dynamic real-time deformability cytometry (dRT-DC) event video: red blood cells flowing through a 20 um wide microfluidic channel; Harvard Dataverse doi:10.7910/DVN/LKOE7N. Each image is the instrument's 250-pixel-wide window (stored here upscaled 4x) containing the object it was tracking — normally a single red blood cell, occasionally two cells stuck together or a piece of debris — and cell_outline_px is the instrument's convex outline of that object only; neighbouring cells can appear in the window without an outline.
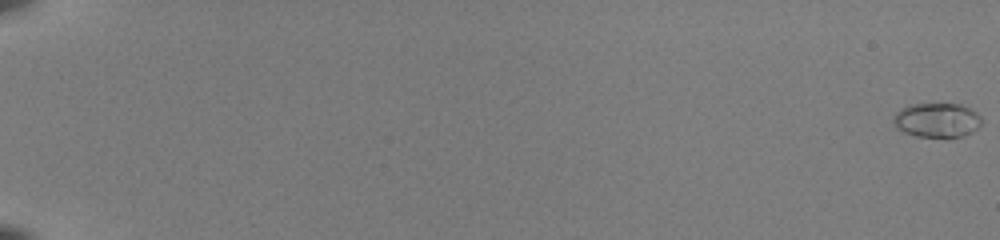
{"species": "common noctule bat (a hibernating species)", "species_latin": "Nyctalus noctula", "temperature_condition": "room temperature", "stored_images_in_passage": 18, "camera_frame_rate_fps": 3000, "um_per_image_px": 0.085, "animal": {"sex": "female", "body_mass_g": 22.0, "forearm_length_mm": 56.7}, "frame": {"image": 1, "passage_image": 1, "time_ms": 0.0, "image_size_px": [1000, 240], "cell_outline_px": [[980, 124], [972, 132], [948, 140], [916, 136], [904, 132], [896, 128], [892, 120], [896, 112], [900, 108], [908, 104], [960, 104], [976, 112], [980, 116]], "centroid_in_image_um": [79.6, 10.24], "position_along_channel_um": 5.4, "area_um2": 18.09}}
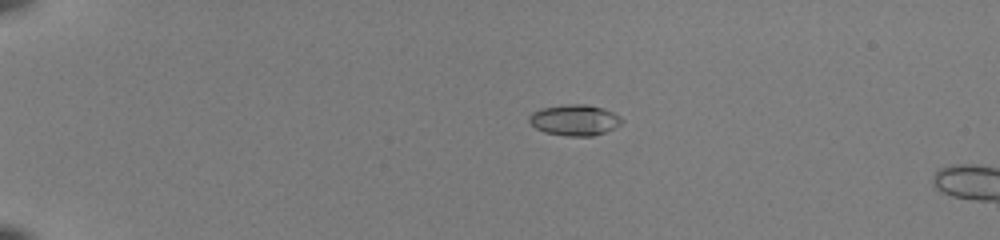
{"frame": {"image": 2, "passage_image": 15, "time_ms": 4.667, "image_size_px": [1000, 240], "cell_outline_px": [[624, 120], [620, 124], [604, 132], [592, 136], [568, 136], [544, 132], [536, 128], [528, 120], [528, 116], [532, 112], [540, 108], [568, 104], [584, 104], [604, 108], [620, 116]], "centroid_in_image_um": [48.82, 10.19], "position_along_channel_um": 36.2, "area_um2": 16.65}}